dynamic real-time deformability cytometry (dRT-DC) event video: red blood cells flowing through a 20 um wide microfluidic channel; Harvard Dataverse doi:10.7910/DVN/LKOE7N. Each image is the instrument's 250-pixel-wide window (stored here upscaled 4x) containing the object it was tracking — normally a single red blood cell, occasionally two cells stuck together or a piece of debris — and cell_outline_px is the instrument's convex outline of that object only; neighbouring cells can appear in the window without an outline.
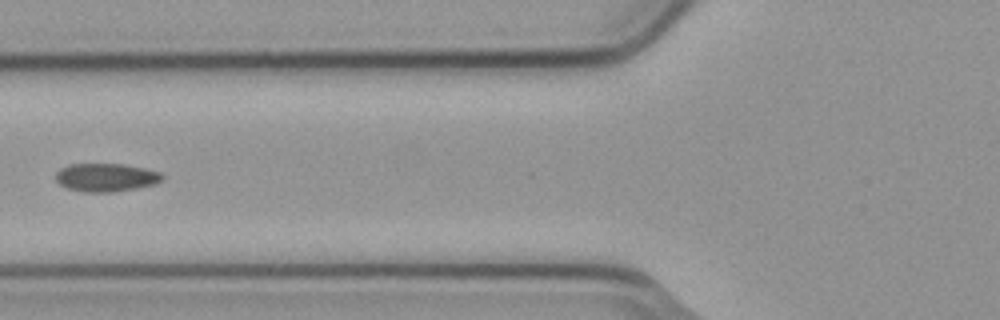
{"species": "common noctule bat (a hibernating species)", "species_latin": "Nyctalus noctula", "temperature_condition": "cold", "stored_images_in_passage": 6, "camera_frame_rate_fps": 3000, "um_per_image_px": 0.085, "animal": {"sex": "male", "body_mass_g": 23.1, "forearm_length_mm": 52.7}, "frame": {"image": 1, "passage_image": 5, "time_ms": 1.333, "image_size_px": [1000, 320], "cell_outline_px": [[164, 176], [156, 184], [136, 188], [112, 192], [84, 192], [68, 188], [60, 184], [56, 180], [56, 172], [60, 168], [68, 164], [120, 164], [144, 168], [160, 172]], "centroid_in_image_um": [8.99, 15.08], "position_along_channel_um": 116.8, "area_um2": 17.46}}
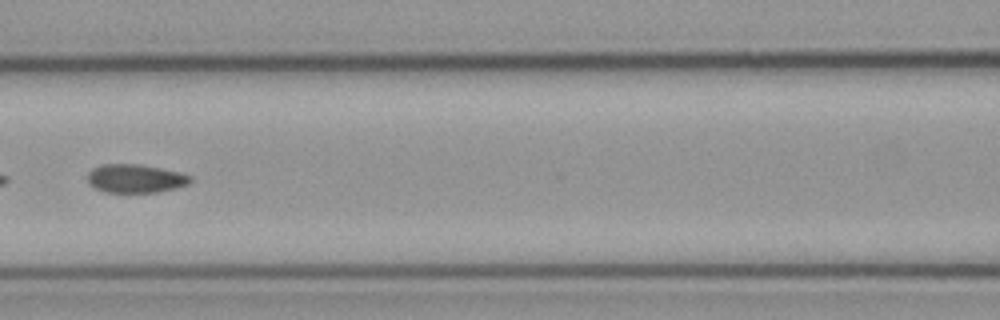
{"frame": {"image": 2, "passage_image": 6, "time_ms": 1.667, "image_size_px": [1000, 320], "cell_outline_px": [[192, 180], [188, 184], [176, 188], [156, 192], [104, 192], [88, 184], [88, 172], [92, 168], [104, 164], [136, 164], [160, 168], [180, 172], [192, 176]], "centroid_in_image_um": [11.51, 15.17], "position_along_channel_um": 155.1, "area_um2": 17.05}}